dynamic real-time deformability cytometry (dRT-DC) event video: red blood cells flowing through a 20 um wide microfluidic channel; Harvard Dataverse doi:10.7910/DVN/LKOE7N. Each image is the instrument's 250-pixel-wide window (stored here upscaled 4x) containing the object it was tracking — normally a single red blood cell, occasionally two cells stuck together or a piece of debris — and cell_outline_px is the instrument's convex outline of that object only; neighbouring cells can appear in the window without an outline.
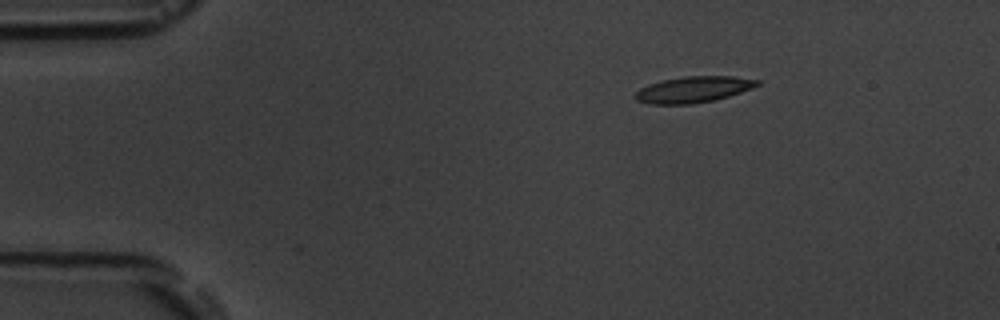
{"species": "common noctule bat (a hibernating species)", "species_latin": "Nyctalus noctula", "temperature_condition": "room temperature", "stored_images_in_passage": 3, "camera_frame_rate_fps": 3000, "um_per_image_px": 0.085, "animal": {"sex": "male", "body_mass_g": 19.5, "forearm_length_mm": 54.6}, "frame": {"image": 1, "passage_image": 1, "time_ms": 0.0, "image_size_px": [1000, 320], "cell_outline_px": [[760, 84], [752, 88], [716, 100], [692, 104], [652, 104], [636, 100], [636, 92], [640, 88], [648, 84], [660, 80], [684, 76], [732, 76], [760, 80]], "centroid_in_image_um": [58.94, 7.6], "position_along_channel_um": 26.1, "area_um2": 18.61}}